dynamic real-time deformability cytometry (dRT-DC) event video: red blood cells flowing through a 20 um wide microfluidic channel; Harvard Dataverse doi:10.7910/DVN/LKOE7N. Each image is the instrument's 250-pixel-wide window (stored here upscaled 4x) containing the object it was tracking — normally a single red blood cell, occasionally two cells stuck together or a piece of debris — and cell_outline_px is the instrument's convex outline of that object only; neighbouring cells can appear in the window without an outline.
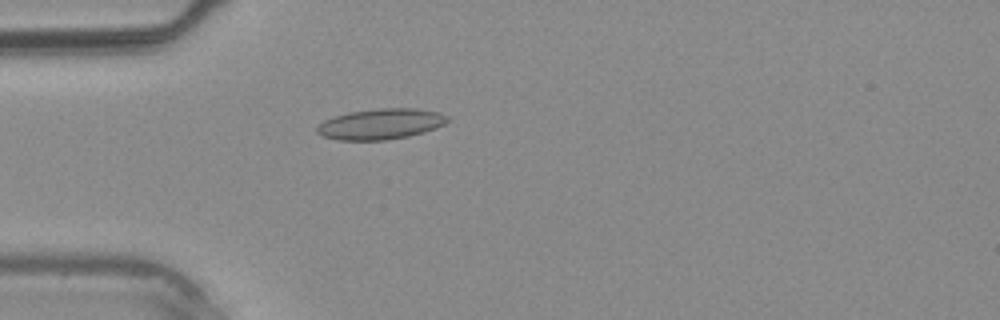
{"species": "common noctule bat (a hibernating species)", "species_latin": "Nyctalus noctula", "temperature_condition": "warm", "stored_images_in_passage": 2, "camera_frame_rate_fps": 3000, "um_per_image_px": 0.085, "animal": {"sex": "male", "body_mass_g": 20.4}, "frame": {"image": 1, "passage_image": 2, "time_ms": 1.333, "image_size_px": [1000, 320], "cell_outline_px": [[448, 120], [444, 124], [436, 128], [424, 132], [408, 136], [388, 140], [340, 140], [320, 136], [316, 132], [316, 128], [324, 120], [332, 116], [348, 112], [380, 108], [416, 108], [440, 112], [448, 116]], "centroid_in_image_um": [32.35, 10.54], "position_along_channel_um": 52.7, "area_um2": 23.52}}